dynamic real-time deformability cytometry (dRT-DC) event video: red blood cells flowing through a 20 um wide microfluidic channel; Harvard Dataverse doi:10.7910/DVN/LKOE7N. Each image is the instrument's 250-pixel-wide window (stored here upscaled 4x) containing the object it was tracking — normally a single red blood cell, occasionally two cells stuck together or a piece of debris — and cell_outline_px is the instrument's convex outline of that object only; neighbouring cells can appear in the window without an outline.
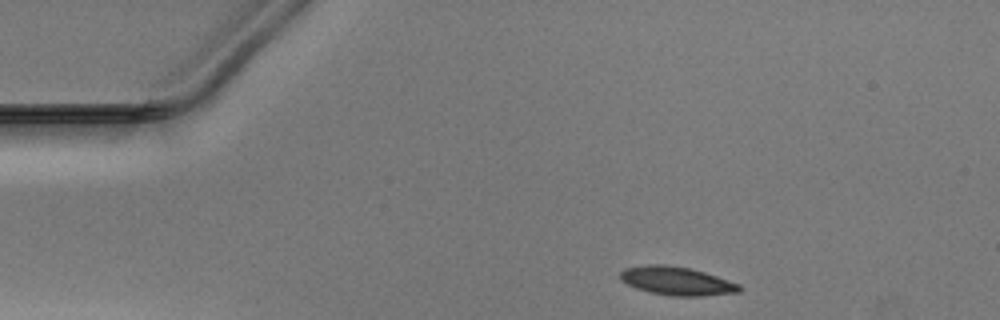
{"species": "Egyptian fruit bat (a non-hibernating species)", "species_latin": "Rousettus aegyptiacus", "temperature_condition": "warm", "stored_images_in_passage": 34, "camera_frame_rate_fps": 3000, "um_per_image_px": 0.085, "animal": {"sex": "male"}, "frame": {"image": 1, "passage_image": 1, "time_ms": 0.0, "image_size_px": [1000, 320], "cell_outline_px": [[744, 288], [740, 292], [700, 296], [672, 296], [652, 292], [636, 288], [620, 280], [620, 272], [624, 268], [648, 264], [668, 264], [688, 268], [704, 272], [740, 284]], "centroid_in_image_um": [57.53, 23.87], "position_along_channel_um": 27.5, "area_um2": 19.77}}
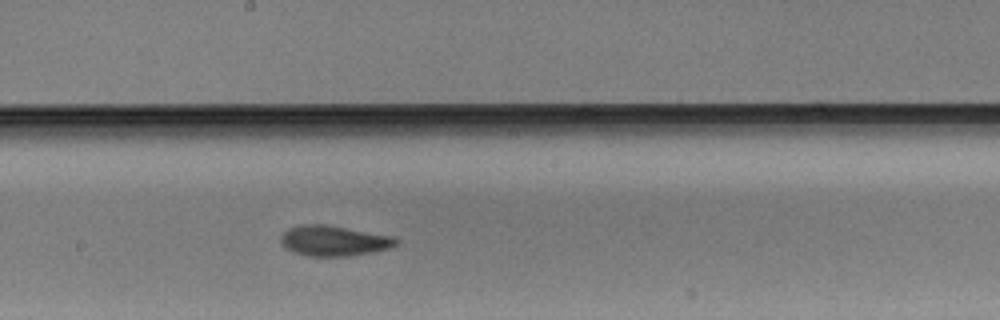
{"frame": {"image": 2, "passage_image": 20, "time_ms": 6.333, "image_size_px": [1000, 320], "cell_outline_px": [[400, 240], [392, 248], [376, 252], [352, 256], [308, 256], [296, 252], [288, 248], [280, 240], [280, 236], [288, 228], [304, 224], [324, 224], [396, 236]], "centroid_in_image_um": [28.47, 20.46], "position_along_channel_um": 219.7, "area_um2": 20.58}}
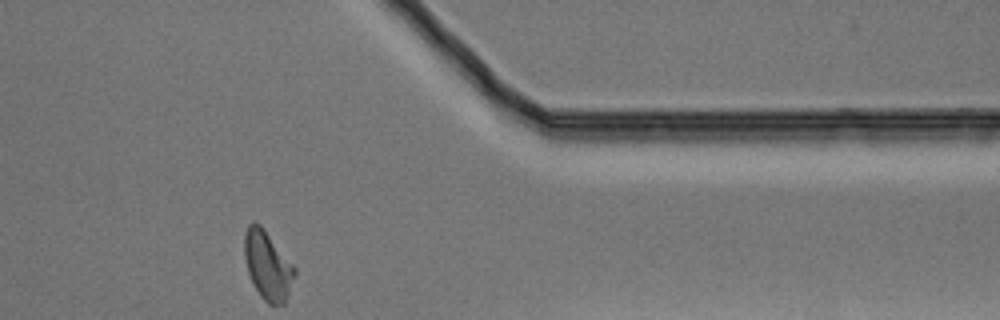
{"frame": {"image": 3, "passage_image": 34, "time_ms": 11.0, "image_size_px": [1000, 320], "cell_outline_px": [[296, 276], [288, 296], [284, 304], [268, 304], [260, 296], [248, 272], [244, 256], [244, 232], [248, 224], [252, 220], [256, 220], [264, 228], [296, 268]], "centroid_in_image_um": [22.75, 22.52], "position_along_channel_um": 388.6, "area_um2": 20.29}}